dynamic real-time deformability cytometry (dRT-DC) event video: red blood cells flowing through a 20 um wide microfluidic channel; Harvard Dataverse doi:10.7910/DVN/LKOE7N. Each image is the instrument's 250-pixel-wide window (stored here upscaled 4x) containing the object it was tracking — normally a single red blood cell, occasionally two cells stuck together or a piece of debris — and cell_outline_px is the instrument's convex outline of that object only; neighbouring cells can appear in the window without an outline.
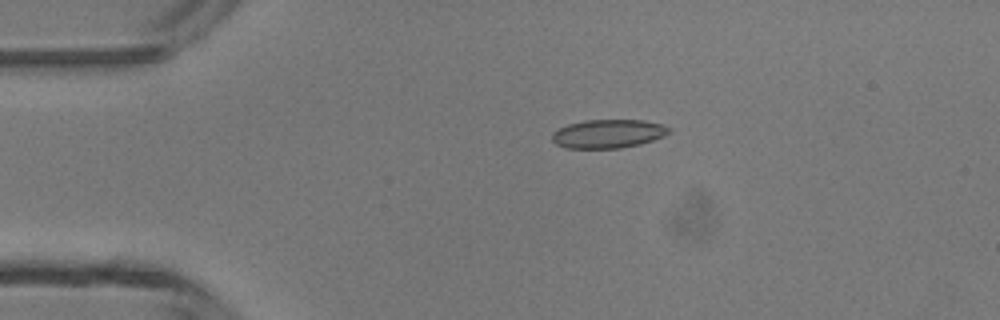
{"species": "common noctule bat (a hibernating species)", "species_latin": "Nyctalus noctula", "temperature_condition": "room temperature", "stored_images_in_passage": 4, "camera_frame_rate_fps": 3000, "um_per_image_px": 0.085, "animal": {"sex": "male", "body_mass_g": 13.3}, "frame": {"image": 1, "passage_image": 3, "time_ms": 2.333, "image_size_px": [1000, 320], "cell_outline_px": [[672, 128], [664, 136], [640, 144], [620, 148], [564, 148], [556, 144], [552, 140], [552, 132], [568, 124], [584, 120], [644, 120], [664, 124]], "centroid_in_image_um": [51.7, 11.36], "position_along_channel_um": 33.3, "area_um2": 19.59}}